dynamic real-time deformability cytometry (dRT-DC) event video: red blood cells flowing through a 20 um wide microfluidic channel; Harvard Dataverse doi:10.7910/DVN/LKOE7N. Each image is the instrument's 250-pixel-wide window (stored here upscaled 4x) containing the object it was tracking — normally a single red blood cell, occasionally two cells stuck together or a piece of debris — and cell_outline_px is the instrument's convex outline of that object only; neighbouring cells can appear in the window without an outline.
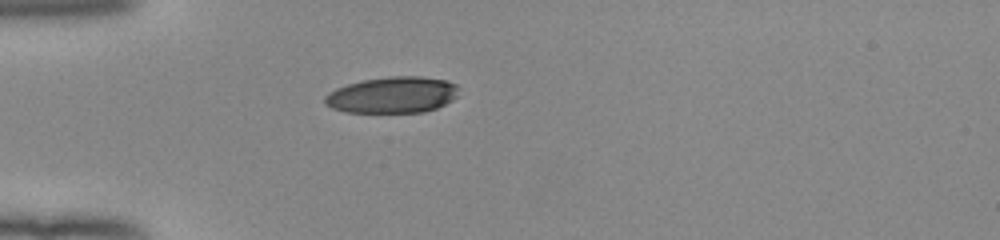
{"species": "human", "species_latin": "Homo sapiens", "temperature_condition": "room temperature", "stored_images_in_passage": 37, "camera_frame_rate_fps": 3000, "um_per_image_px": 0.085, "donor": {"sex": "female"}, "frame": {"image": 1, "passage_image": 1, "time_ms": 0.0, "image_size_px": [1000, 240], "cell_outline_px": [[460, 88], [456, 96], [452, 100], [436, 108], [424, 112], [344, 112], [332, 108], [324, 104], [324, 96], [328, 92], [336, 88], [348, 84], [364, 80], [388, 76], [420, 76], [448, 80], [456, 84]], "centroid_in_image_um": [33.36, 8.06], "position_along_channel_um": 51.6, "area_um2": 28.5}}
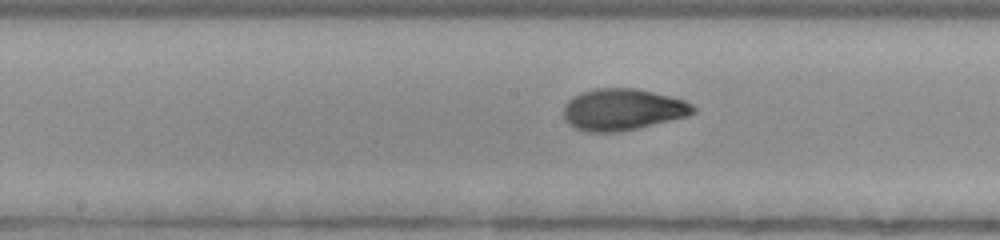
{"frame": {"image": 2, "passage_image": 13, "time_ms": 4.0, "image_size_px": [1000, 240], "cell_outline_px": [[696, 112], [688, 116], [636, 128], [616, 132], [584, 132], [568, 124], [564, 120], [564, 104], [568, 100], [580, 92], [592, 88], [632, 88], [652, 92], [684, 100], [692, 104], [696, 108]], "centroid_in_image_um": [52.88, 9.31], "position_along_channel_um": 195.3, "area_um2": 31.39}}
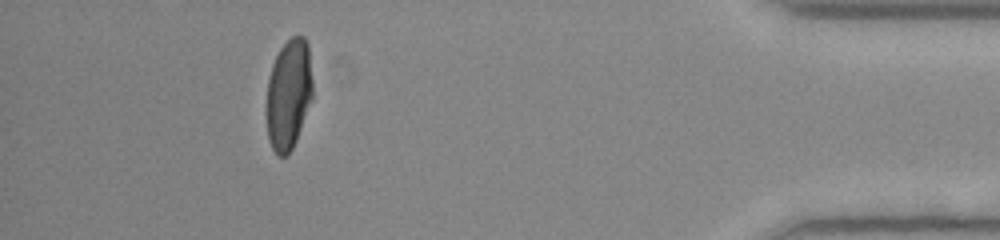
{"frame": {"image": 3, "passage_image": 33, "time_ms": 10.667, "image_size_px": [1000, 240], "cell_outline_px": [[312, 100], [296, 140], [288, 156], [280, 156], [272, 148], [268, 140], [264, 112], [264, 104], [268, 76], [272, 64], [280, 48], [292, 36], [304, 36], [308, 44], [312, 80]], "centroid_in_image_um": [24.49, 8.04], "position_along_channel_um": 410.7, "area_um2": 30.46}, "authors_computed_cell_mechanics": {"area_um2": 30.5762, "velocity_mm_per_s": 3.9891, "shape_relaxation_time_tau1_ms": 7.1342, "shape_relaxation_time_tau2_ms": 0.875, "deformation_change_tau1": 0.2673, "deformation_change_tau2": 0.054}}